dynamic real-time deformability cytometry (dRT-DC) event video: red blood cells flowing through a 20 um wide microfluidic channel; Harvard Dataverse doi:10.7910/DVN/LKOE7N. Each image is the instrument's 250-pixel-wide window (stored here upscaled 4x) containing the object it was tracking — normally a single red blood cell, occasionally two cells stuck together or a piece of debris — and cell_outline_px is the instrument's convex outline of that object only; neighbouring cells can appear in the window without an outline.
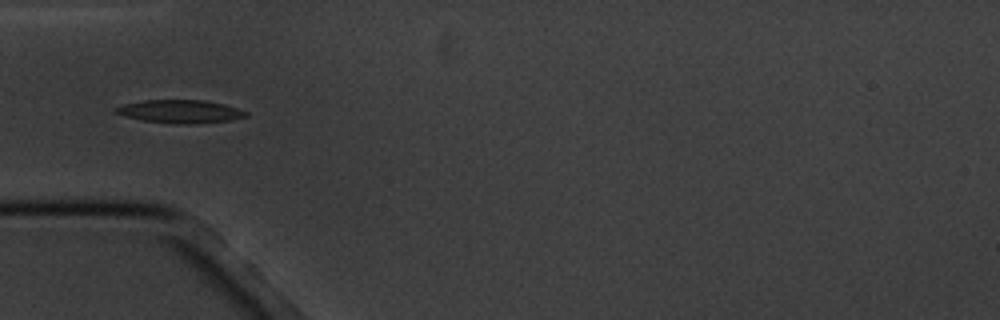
{"species": "common noctule bat (a hibernating species)", "species_latin": "Nyctalus noctula", "temperature_condition": "cold", "stored_images_in_passage": 11, "camera_frame_rate_fps": 3000, "um_per_image_px": 0.085, "animal": {"sex": "male", "body_mass_g": 20.1, "forearm_length_mm": 53.5}, "frame": {"image": 1, "passage_image": 4, "time_ms": 3.667, "image_size_px": [1000, 320], "cell_outline_px": [[248, 116], [232, 120], [196, 124], [176, 124], [144, 120], [124, 116], [112, 112], [112, 108], [124, 104], [144, 100], [204, 100], [224, 104], [248, 112]], "centroid_in_image_um": [15.3, 9.48], "position_along_channel_um": 69.7, "area_um2": 17.69}}
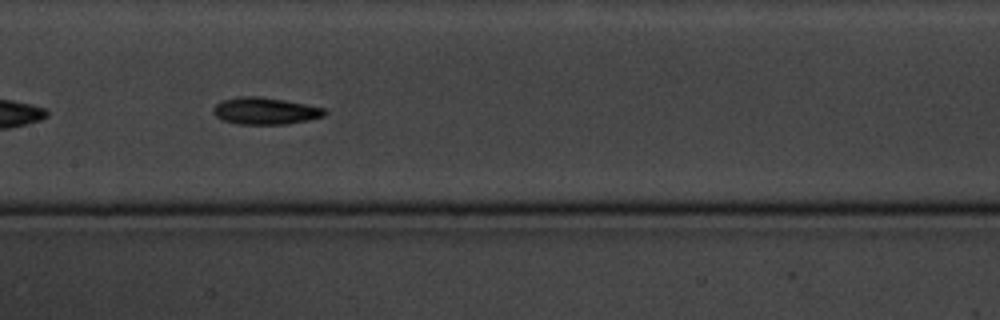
{"frame": {"image": 2, "passage_image": 7, "time_ms": 7.0, "image_size_px": [1000, 320], "cell_outline_px": [[328, 112], [324, 116], [308, 120], [288, 124], [236, 124], [224, 120], [216, 116], [212, 112], [212, 108], [220, 100], [240, 96], [260, 96], [284, 100], [324, 108]], "centroid_in_image_um": [22.51, 9.42], "position_along_channel_um": 184.9, "area_um2": 17.57}}
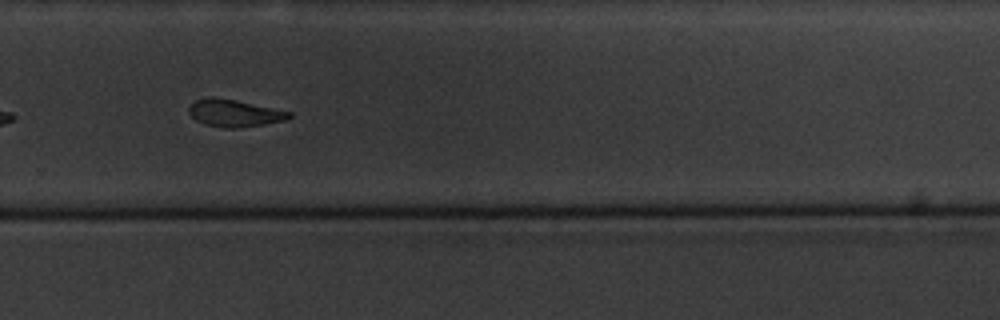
{"frame": {"image": 3, "passage_image": 10, "time_ms": 10.667, "image_size_px": [1000, 320], "cell_outline_px": [[292, 116], [288, 120], [264, 124], [236, 128], [224, 128], [204, 124], [196, 120], [188, 112], [188, 108], [196, 100], [208, 96], [212, 96], [236, 100], [292, 112]], "centroid_in_image_um": [19.92, 9.61], "position_along_channel_um": 309.9, "area_um2": 15.95}}